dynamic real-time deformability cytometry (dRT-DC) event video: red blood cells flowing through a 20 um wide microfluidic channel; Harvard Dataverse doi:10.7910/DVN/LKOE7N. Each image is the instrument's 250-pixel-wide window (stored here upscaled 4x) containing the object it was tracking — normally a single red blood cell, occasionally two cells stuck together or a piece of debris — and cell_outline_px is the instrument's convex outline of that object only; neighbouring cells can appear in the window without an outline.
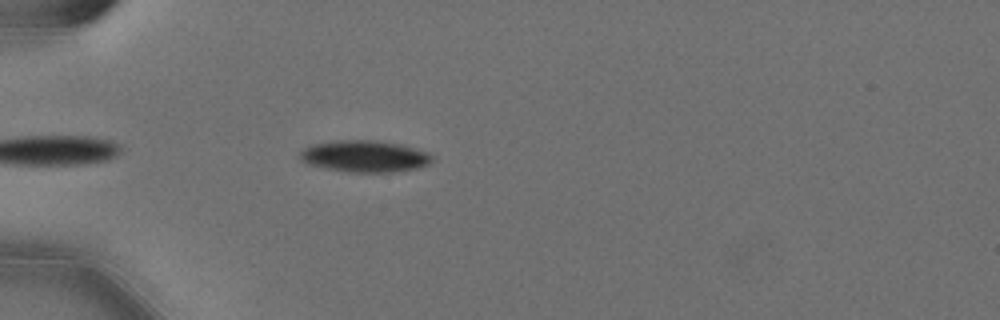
{"species": "Egyptian fruit bat (a non-hibernating species)", "species_latin": "Rousettus aegyptiacus", "temperature_condition": "cold", "stored_images_in_passage": 39, "camera_frame_rate_fps": 3000, "um_per_image_px": 0.085, "animal": {"sex": "female"}, "frame": {"image": 1, "passage_image": 4, "time_ms": 1.0, "image_size_px": [1000, 320], "cell_outline_px": [[432, 160], [428, 164], [416, 168], [392, 172], [352, 172], [328, 168], [308, 164], [300, 160], [300, 152], [304, 148], [312, 144], [340, 140], [376, 140], [400, 144], [428, 152], [432, 156]], "centroid_in_image_um": [30.99, 13.27], "position_along_channel_um": 54.0, "area_um2": 24.16}}
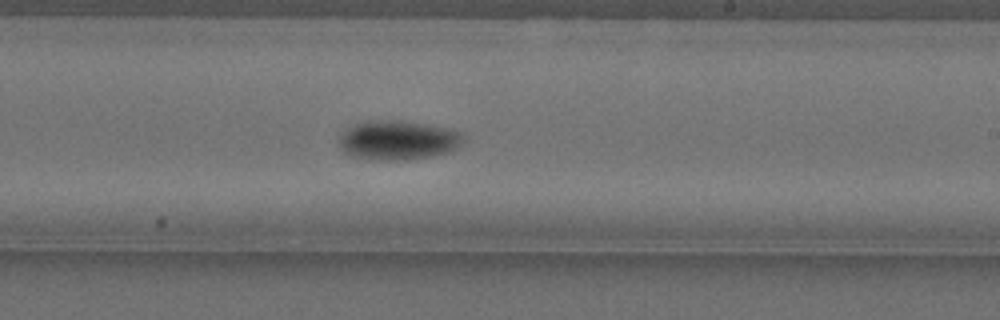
{"frame": {"image": 2, "passage_image": 22, "time_ms": 7.0, "image_size_px": [1000, 320], "cell_outline_px": [[464, 140], [456, 148], [448, 152], [432, 156], [408, 160], [368, 160], [352, 156], [344, 152], [340, 148], [340, 136], [348, 128], [356, 124], [368, 120], [404, 120], [444, 128], [460, 132], [464, 136]], "centroid_in_image_um": [33.81, 11.93], "position_along_channel_um": 255.2, "area_um2": 28.5}}
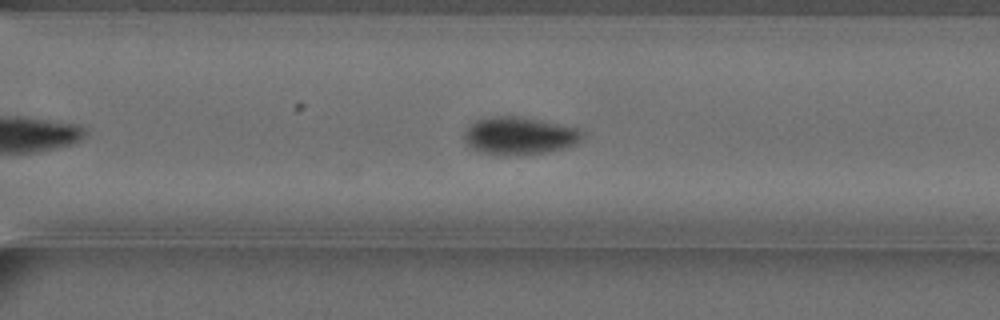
{"frame": {"image": 3, "passage_image": 28, "time_ms": 9.0, "image_size_px": [1000, 320], "cell_outline_px": [[584, 136], [580, 140], [564, 148], [548, 152], [512, 156], [508, 156], [480, 152], [472, 148], [464, 140], [464, 132], [476, 120], [492, 116], [528, 116], [576, 128], [584, 132]], "centroid_in_image_um": [44.15, 11.53], "position_along_channel_um": 326.4, "area_um2": 26.13}, "authors_computed_cell_mechanics": {"area_um2": 25.9522, "velocity_mm_per_s": 3.5756, "shape_relaxation_time_tau1_ms": 1.778, "shape_relaxation_time_tau2_ms": null, "deformation_change_tau1": 0.1094, "deformation_change_tau2": null}}